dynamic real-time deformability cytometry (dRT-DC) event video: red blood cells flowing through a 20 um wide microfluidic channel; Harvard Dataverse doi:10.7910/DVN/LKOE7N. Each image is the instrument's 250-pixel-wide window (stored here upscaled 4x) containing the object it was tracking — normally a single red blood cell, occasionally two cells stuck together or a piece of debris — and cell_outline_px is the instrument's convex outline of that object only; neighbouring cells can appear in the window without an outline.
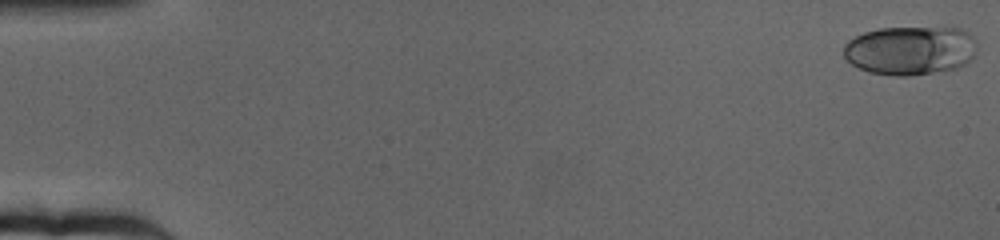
{"species": "human", "species_latin": "Homo sapiens", "temperature_condition": "cold", "stored_images_in_passage": 65, "camera_frame_rate_fps": 3000, "um_per_image_px": 0.085, "donor": {"sex": "female"}, "frame": {"image": 1, "passage_image": 1, "time_ms": 0.0, "image_size_px": [1000, 240], "cell_outline_px": [[976, 48], [972, 56], [964, 64], [956, 68], [908, 76], [896, 76], [868, 72], [852, 64], [844, 56], [844, 44], [848, 40], [864, 32], [880, 28], [960, 28], [968, 32], [976, 40]], "centroid_in_image_um": [77.35, 4.28], "position_along_channel_um": 7.6, "area_um2": 37.8}}
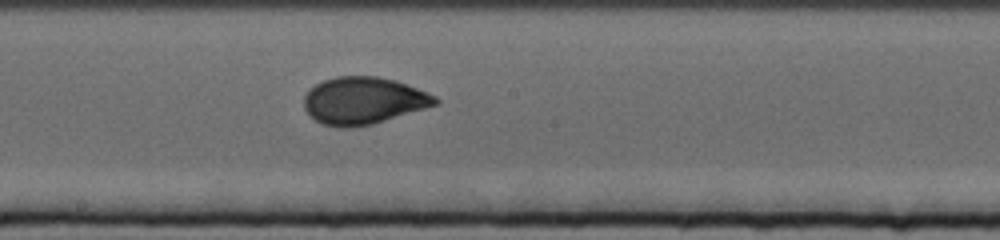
{"frame": {"image": 2, "passage_image": 36, "time_ms": 11.667, "image_size_px": [1000, 240], "cell_outline_px": [[440, 104], [372, 124], [352, 128], [336, 128], [320, 124], [304, 108], [304, 96], [316, 84], [324, 80], [336, 76], [376, 76], [396, 80], [428, 92], [436, 96], [440, 100]], "centroid_in_image_um": [30.92, 8.56], "position_along_channel_um": 217.3, "area_um2": 36.3}}
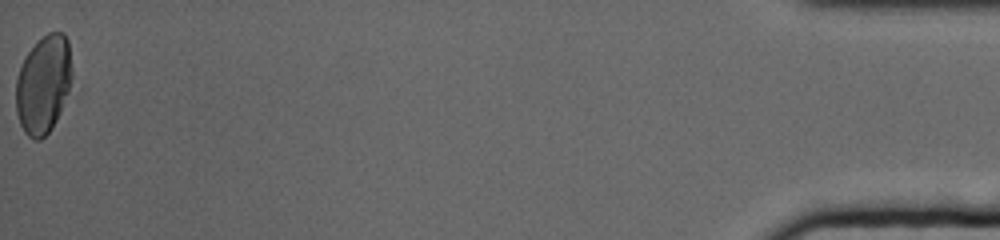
{"frame": {"image": 3, "passage_image": 65, "time_ms": 21.333, "image_size_px": [1000, 240], "cell_outline_px": [[72, 76], [68, 92], [60, 112], [52, 128], [40, 140], [36, 140], [28, 136], [24, 132], [20, 124], [16, 112], [16, 80], [20, 68], [28, 52], [48, 32], [64, 32], [68, 40], [72, 72]], "centroid_in_image_um": [3.69, 7.19], "position_along_channel_um": 431.5, "area_um2": 31.85}, "authors_computed_cell_mechanics": {"area_um2": 35.4314, "velocity_mm_per_s": 3.157, "shape_relaxation_time_tau1_ms": 6.6801, "shape_relaxation_time_tau2_ms": null, "deformation_change_tau1": 0.1882, "deformation_change_tau2": null}}